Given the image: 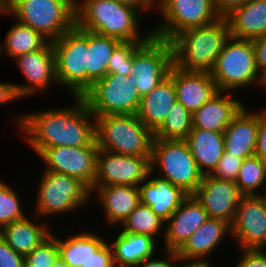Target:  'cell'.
Returning <instances> with one entry per match:
<instances>
[{
	"label": "cell",
	"instance_id": "cell-20",
	"mask_svg": "<svg viewBox=\"0 0 266 267\" xmlns=\"http://www.w3.org/2000/svg\"><path fill=\"white\" fill-rule=\"evenodd\" d=\"M90 192L91 202L96 201L101 210L103 208L104 224H110L109 227H119L131 212L141 204L137 186L111 185L92 187Z\"/></svg>",
	"mask_w": 266,
	"mask_h": 267
},
{
	"label": "cell",
	"instance_id": "cell-35",
	"mask_svg": "<svg viewBox=\"0 0 266 267\" xmlns=\"http://www.w3.org/2000/svg\"><path fill=\"white\" fill-rule=\"evenodd\" d=\"M192 128V113L176 101L162 125L154 132V139H185Z\"/></svg>",
	"mask_w": 266,
	"mask_h": 267
},
{
	"label": "cell",
	"instance_id": "cell-27",
	"mask_svg": "<svg viewBox=\"0 0 266 267\" xmlns=\"http://www.w3.org/2000/svg\"><path fill=\"white\" fill-rule=\"evenodd\" d=\"M176 101L174 82L168 75L149 94L141 97L136 115L154 133L162 125Z\"/></svg>",
	"mask_w": 266,
	"mask_h": 267
},
{
	"label": "cell",
	"instance_id": "cell-3",
	"mask_svg": "<svg viewBox=\"0 0 266 267\" xmlns=\"http://www.w3.org/2000/svg\"><path fill=\"white\" fill-rule=\"evenodd\" d=\"M229 37L225 17L209 25L185 29L170 40L173 65L184 71L211 72Z\"/></svg>",
	"mask_w": 266,
	"mask_h": 267
},
{
	"label": "cell",
	"instance_id": "cell-6",
	"mask_svg": "<svg viewBox=\"0 0 266 267\" xmlns=\"http://www.w3.org/2000/svg\"><path fill=\"white\" fill-rule=\"evenodd\" d=\"M42 172L40 182L37 181L36 196L33 197L36 198L32 210L34 215L50 221V217L67 216V213L74 215L82 208L86 210L92 203L90 189L79 179L62 173Z\"/></svg>",
	"mask_w": 266,
	"mask_h": 267
},
{
	"label": "cell",
	"instance_id": "cell-47",
	"mask_svg": "<svg viewBox=\"0 0 266 267\" xmlns=\"http://www.w3.org/2000/svg\"><path fill=\"white\" fill-rule=\"evenodd\" d=\"M249 0H214V4L217 10V13L220 17H225L233 9L244 5Z\"/></svg>",
	"mask_w": 266,
	"mask_h": 267
},
{
	"label": "cell",
	"instance_id": "cell-13",
	"mask_svg": "<svg viewBox=\"0 0 266 267\" xmlns=\"http://www.w3.org/2000/svg\"><path fill=\"white\" fill-rule=\"evenodd\" d=\"M21 73L25 83L13 82L20 99L40 95L53 86L58 90L56 78L55 54L52 42H48L42 49L20 55L13 60ZM58 87V88H57Z\"/></svg>",
	"mask_w": 266,
	"mask_h": 267
},
{
	"label": "cell",
	"instance_id": "cell-10",
	"mask_svg": "<svg viewBox=\"0 0 266 267\" xmlns=\"http://www.w3.org/2000/svg\"><path fill=\"white\" fill-rule=\"evenodd\" d=\"M82 98L95 117L137 114L141 99L134 76L116 73L95 81Z\"/></svg>",
	"mask_w": 266,
	"mask_h": 267
},
{
	"label": "cell",
	"instance_id": "cell-4",
	"mask_svg": "<svg viewBox=\"0 0 266 267\" xmlns=\"http://www.w3.org/2000/svg\"><path fill=\"white\" fill-rule=\"evenodd\" d=\"M1 16L14 17L52 42L76 25L75 0H5Z\"/></svg>",
	"mask_w": 266,
	"mask_h": 267
},
{
	"label": "cell",
	"instance_id": "cell-21",
	"mask_svg": "<svg viewBox=\"0 0 266 267\" xmlns=\"http://www.w3.org/2000/svg\"><path fill=\"white\" fill-rule=\"evenodd\" d=\"M168 75L174 82L177 101L192 114L218 92L210 72L184 71L172 65Z\"/></svg>",
	"mask_w": 266,
	"mask_h": 267
},
{
	"label": "cell",
	"instance_id": "cell-14",
	"mask_svg": "<svg viewBox=\"0 0 266 267\" xmlns=\"http://www.w3.org/2000/svg\"><path fill=\"white\" fill-rule=\"evenodd\" d=\"M98 152L95 140L91 145L84 147L45 148L37 157L44 164V171L72 176L91 190L96 177Z\"/></svg>",
	"mask_w": 266,
	"mask_h": 267
},
{
	"label": "cell",
	"instance_id": "cell-38",
	"mask_svg": "<svg viewBox=\"0 0 266 267\" xmlns=\"http://www.w3.org/2000/svg\"><path fill=\"white\" fill-rule=\"evenodd\" d=\"M52 235L40 246L36 247L25 257L24 265H34L35 267H52L54 261L59 256L57 234Z\"/></svg>",
	"mask_w": 266,
	"mask_h": 267
},
{
	"label": "cell",
	"instance_id": "cell-45",
	"mask_svg": "<svg viewBox=\"0 0 266 267\" xmlns=\"http://www.w3.org/2000/svg\"><path fill=\"white\" fill-rule=\"evenodd\" d=\"M18 97L13 82L0 81V105L4 106L8 103L18 102Z\"/></svg>",
	"mask_w": 266,
	"mask_h": 267
},
{
	"label": "cell",
	"instance_id": "cell-8",
	"mask_svg": "<svg viewBox=\"0 0 266 267\" xmlns=\"http://www.w3.org/2000/svg\"><path fill=\"white\" fill-rule=\"evenodd\" d=\"M150 171L192 195L203 179L184 139H154Z\"/></svg>",
	"mask_w": 266,
	"mask_h": 267
},
{
	"label": "cell",
	"instance_id": "cell-28",
	"mask_svg": "<svg viewBox=\"0 0 266 267\" xmlns=\"http://www.w3.org/2000/svg\"><path fill=\"white\" fill-rule=\"evenodd\" d=\"M230 36L254 40L266 35V0H249L225 16Z\"/></svg>",
	"mask_w": 266,
	"mask_h": 267
},
{
	"label": "cell",
	"instance_id": "cell-25",
	"mask_svg": "<svg viewBox=\"0 0 266 267\" xmlns=\"http://www.w3.org/2000/svg\"><path fill=\"white\" fill-rule=\"evenodd\" d=\"M31 217L28 214L23 219L16 220L0 229V236L6 243L24 257L47 240L53 232L48 221L46 222L37 215L33 216V213Z\"/></svg>",
	"mask_w": 266,
	"mask_h": 267
},
{
	"label": "cell",
	"instance_id": "cell-2",
	"mask_svg": "<svg viewBox=\"0 0 266 267\" xmlns=\"http://www.w3.org/2000/svg\"><path fill=\"white\" fill-rule=\"evenodd\" d=\"M75 14L77 27L121 42H146L152 36L150 27L141 29L139 10L115 0H75Z\"/></svg>",
	"mask_w": 266,
	"mask_h": 267
},
{
	"label": "cell",
	"instance_id": "cell-22",
	"mask_svg": "<svg viewBox=\"0 0 266 267\" xmlns=\"http://www.w3.org/2000/svg\"><path fill=\"white\" fill-rule=\"evenodd\" d=\"M239 94L218 91L192 114L193 128L224 132L232 119L246 105ZM238 97V98H237Z\"/></svg>",
	"mask_w": 266,
	"mask_h": 267
},
{
	"label": "cell",
	"instance_id": "cell-5",
	"mask_svg": "<svg viewBox=\"0 0 266 267\" xmlns=\"http://www.w3.org/2000/svg\"><path fill=\"white\" fill-rule=\"evenodd\" d=\"M210 73L218 91L238 94V91L244 92L251 87L265 89V79L257 69L252 40L230 36Z\"/></svg>",
	"mask_w": 266,
	"mask_h": 267
},
{
	"label": "cell",
	"instance_id": "cell-19",
	"mask_svg": "<svg viewBox=\"0 0 266 267\" xmlns=\"http://www.w3.org/2000/svg\"><path fill=\"white\" fill-rule=\"evenodd\" d=\"M208 219L203 206L193 195H188L165 222V234L161 247H164V250L178 251Z\"/></svg>",
	"mask_w": 266,
	"mask_h": 267
},
{
	"label": "cell",
	"instance_id": "cell-31",
	"mask_svg": "<svg viewBox=\"0 0 266 267\" xmlns=\"http://www.w3.org/2000/svg\"><path fill=\"white\" fill-rule=\"evenodd\" d=\"M120 40L87 31V90L108 74V64Z\"/></svg>",
	"mask_w": 266,
	"mask_h": 267
},
{
	"label": "cell",
	"instance_id": "cell-30",
	"mask_svg": "<svg viewBox=\"0 0 266 267\" xmlns=\"http://www.w3.org/2000/svg\"><path fill=\"white\" fill-rule=\"evenodd\" d=\"M78 229V232L69 234L66 238L57 235L59 256L70 267H82L106 242L103 234L90 231L85 228ZM81 230V231H79Z\"/></svg>",
	"mask_w": 266,
	"mask_h": 267
},
{
	"label": "cell",
	"instance_id": "cell-16",
	"mask_svg": "<svg viewBox=\"0 0 266 267\" xmlns=\"http://www.w3.org/2000/svg\"><path fill=\"white\" fill-rule=\"evenodd\" d=\"M149 171L150 158L121 155L99 149L93 187H138L147 178Z\"/></svg>",
	"mask_w": 266,
	"mask_h": 267
},
{
	"label": "cell",
	"instance_id": "cell-40",
	"mask_svg": "<svg viewBox=\"0 0 266 267\" xmlns=\"http://www.w3.org/2000/svg\"><path fill=\"white\" fill-rule=\"evenodd\" d=\"M237 254L234 267H266V249H239Z\"/></svg>",
	"mask_w": 266,
	"mask_h": 267
},
{
	"label": "cell",
	"instance_id": "cell-39",
	"mask_svg": "<svg viewBox=\"0 0 266 267\" xmlns=\"http://www.w3.org/2000/svg\"><path fill=\"white\" fill-rule=\"evenodd\" d=\"M243 160L242 158L224 152L211 176L220 180L236 182Z\"/></svg>",
	"mask_w": 266,
	"mask_h": 267
},
{
	"label": "cell",
	"instance_id": "cell-53",
	"mask_svg": "<svg viewBox=\"0 0 266 267\" xmlns=\"http://www.w3.org/2000/svg\"><path fill=\"white\" fill-rule=\"evenodd\" d=\"M24 267H35L34 265H24Z\"/></svg>",
	"mask_w": 266,
	"mask_h": 267
},
{
	"label": "cell",
	"instance_id": "cell-32",
	"mask_svg": "<svg viewBox=\"0 0 266 267\" xmlns=\"http://www.w3.org/2000/svg\"><path fill=\"white\" fill-rule=\"evenodd\" d=\"M48 42L40 32L15 20L6 32L4 40H0V59L2 60L5 53L8 58L14 60L20 55L42 49Z\"/></svg>",
	"mask_w": 266,
	"mask_h": 267
},
{
	"label": "cell",
	"instance_id": "cell-33",
	"mask_svg": "<svg viewBox=\"0 0 266 267\" xmlns=\"http://www.w3.org/2000/svg\"><path fill=\"white\" fill-rule=\"evenodd\" d=\"M120 226L121 232L148 235L158 242H162L165 234V221L143 204H139Z\"/></svg>",
	"mask_w": 266,
	"mask_h": 267
},
{
	"label": "cell",
	"instance_id": "cell-1",
	"mask_svg": "<svg viewBox=\"0 0 266 267\" xmlns=\"http://www.w3.org/2000/svg\"><path fill=\"white\" fill-rule=\"evenodd\" d=\"M71 98L74 100L69 106L20 112L12 118L21 140L35 155L45 148L84 147L96 140L95 116L82 97Z\"/></svg>",
	"mask_w": 266,
	"mask_h": 267
},
{
	"label": "cell",
	"instance_id": "cell-36",
	"mask_svg": "<svg viewBox=\"0 0 266 267\" xmlns=\"http://www.w3.org/2000/svg\"><path fill=\"white\" fill-rule=\"evenodd\" d=\"M12 186L8 185L5 180H0V229L27 216L22 206V194L15 190V186Z\"/></svg>",
	"mask_w": 266,
	"mask_h": 267
},
{
	"label": "cell",
	"instance_id": "cell-42",
	"mask_svg": "<svg viewBox=\"0 0 266 267\" xmlns=\"http://www.w3.org/2000/svg\"><path fill=\"white\" fill-rule=\"evenodd\" d=\"M25 257L15 252L0 236V267H24Z\"/></svg>",
	"mask_w": 266,
	"mask_h": 267
},
{
	"label": "cell",
	"instance_id": "cell-24",
	"mask_svg": "<svg viewBox=\"0 0 266 267\" xmlns=\"http://www.w3.org/2000/svg\"><path fill=\"white\" fill-rule=\"evenodd\" d=\"M226 238L231 241V225L221 219L209 218L188 238L177 254L183 259L209 260L214 252L219 253L216 250Z\"/></svg>",
	"mask_w": 266,
	"mask_h": 267
},
{
	"label": "cell",
	"instance_id": "cell-49",
	"mask_svg": "<svg viewBox=\"0 0 266 267\" xmlns=\"http://www.w3.org/2000/svg\"><path fill=\"white\" fill-rule=\"evenodd\" d=\"M214 261L180 258L178 267H215ZM214 265V266H213Z\"/></svg>",
	"mask_w": 266,
	"mask_h": 267
},
{
	"label": "cell",
	"instance_id": "cell-7",
	"mask_svg": "<svg viewBox=\"0 0 266 267\" xmlns=\"http://www.w3.org/2000/svg\"><path fill=\"white\" fill-rule=\"evenodd\" d=\"M95 132L100 150L151 158L154 133L136 114L97 116Z\"/></svg>",
	"mask_w": 266,
	"mask_h": 267
},
{
	"label": "cell",
	"instance_id": "cell-34",
	"mask_svg": "<svg viewBox=\"0 0 266 267\" xmlns=\"http://www.w3.org/2000/svg\"><path fill=\"white\" fill-rule=\"evenodd\" d=\"M235 183L244 196L266 195V163L256 155L245 158Z\"/></svg>",
	"mask_w": 266,
	"mask_h": 267
},
{
	"label": "cell",
	"instance_id": "cell-11",
	"mask_svg": "<svg viewBox=\"0 0 266 267\" xmlns=\"http://www.w3.org/2000/svg\"><path fill=\"white\" fill-rule=\"evenodd\" d=\"M154 8L161 18L152 29V36L170 41L181 31L209 25L220 16L214 0H159Z\"/></svg>",
	"mask_w": 266,
	"mask_h": 267
},
{
	"label": "cell",
	"instance_id": "cell-17",
	"mask_svg": "<svg viewBox=\"0 0 266 267\" xmlns=\"http://www.w3.org/2000/svg\"><path fill=\"white\" fill-rule=\"evenodd\" d=\"M192 195L203 206L209 218L221 219L230 225L234 222L237 206L244 196L235 182L220 180L211 175L203 176Z\"/></svg>",
	"mask_w": 266,
	"mask_h": 267
},
{
	"label": "cell",
	"instance_id": "cell-48",
	"mask_svg": "<svg viewBox=\"0 0 266 267\" xmlns=\"http://www.w3.org/2000/svg\"><path fill=\"white\" fill-rule=\"evenodd\" d=\"M117 2L133 6L139 10L143 15H151L152 9L155 10L154 5L149 0H115Z\"/></svg>",
	"mask_w": 266,
	"mask_h": 267
},
{
	"label": "cell",
	"instance_id": "cell-52",
	"mask_svg": "<svg viewBox=\"0 0 266 267\" xmlns=\"http://www.w3.org/2000/svg\"><path fill=\"white\" fill-rule=\"evenodd\" d=\"M153 5H155L159 0H149Z\"/></svg>",
	"mask_w": 266,
	"mask_h": 267
},
{
	"label": "cell",
	"instance_id": "cell-12",
	"mask_svg": "<svg viewBox=\"0 0 266 267\" xmlns=\"http://www.w3.org/2000/svg\"><path fill=\"white\" fill-rule=\"evenodd\" d=\"M173 65V49L170 41L151 36L133 53L131 75L140 95L151 92L169 74Z\"/></svg>",
	"mask_w": 266,
	"mask_h": 267
},
{
	"label": "cell",
	"instance_id": "cell-51",
	"mask_svg": "<svg viewBox=\"0 0 266 267\" xmlns=\"http://www.w3.org/2000/svg\"><path fill=\"white\" fill-rule=\"evenodd\" d=\"M5 11V0H0V14Z\"/></svg>",
	"mask_w": 266,
	"mask_h": 267
},
{
	"label": "cell",
	"instance_id": "cell-37",
	"mask_svg": "<svg viewBox=\"0 0 266 267\" xmlns=\"http://www.w3.org/2000/svg\"><path fill=\"white\" fill-rule=\"evenodd\" d=\"M144 42H121L113 51L108 64V74L131 75L134 51Z\"/></svg>",
	"mask_w": 266,
	"mask_h": 267
},
{
	"label": "cell",
	"instance_id": "cell-15",
	"mask_svg": "<svg viewBox=\"0 0 266 267\" xmlns=\"http://www.w3.org/2000/svg\"><path fill=\"white\" fill-rule=\"evenodd\" d=\"M231 235L236 249H266V195L241 198Z\"/></svg>",
	"mask_w": 266,
	"mask_h": 267
},
{
	"label": "cell",
	"instance_id": "cell-23",
	"mask_svg": "<svg viewBox=\"0 0 266 267\" xmlns=\"http://www.w3.org/2000/svg\"><path fill=\"white\" fill-rule=\"evenodd\" d=\"M138 189L141 204L150 207L165 222L188 196L180 187L151 171Z\"/></svg>",
	"mask_w": 266,
	"mask_h": 267
},
{
	"label": "cell",
	"instance_id": "cell-26",
	"mask_svg": "<svg viewBox=\"0 0 266 267\" xmlns=\"http://www.w3.org/2000/svg\"><path fill=\"white\" fill-rule=\"evenodd\" d=\"M109 240L115 267H133L141 261L155 256L162 249L155 238L144 234L117 231Z\"/></svg>",
	"mask_w": 266,
	"mask_h": 267
},
{
	"label": "cell",
	"instance_id": "cell-44",
	"mask_svg": "<svg viewBox=\"0 0 266 267\" xmlns=\"http://www.w3.org/2000/svg\"><path fill=\"white\" fill-rule=\"evenodd\" d=\"M257 69L260 75L266 79V35L252 40Z\"/></svg>",
	"mask_w": 266,
	"mask_h": 267
},
{
	"label": "cell",
	"instance_id": "cell-18",
	"mask_svg": "<svg viewBox=\"0 0 266 267\" xmlns=\"http://www.w3.org/2000/svg\"><path fill=\"white\" fill-rule=\"evenodd\" d=\"M245 105L224 130L225 152L245 159L255 155L259 123L266 116V106L259 110Z\"/></svg>",
	"mask_w": 266,
	"mask_h": 267
},
{
	"label": "cell",
	"instance_id": "cell-43",
	"mask_svg": "<svg viewBox=\"0 0 266 267\" xmlns=\"http://www.w3.org/2000/svg\"><path fill=\"white\" fill-rule=\"evenodd\" d=\"M82 267H115L112 248L108 241Z\"/></svg>",
	"mask_w": 266,
	"mask_h": 267
},
{
	"label": "cell",
	"instance_id": "cell-29",
	"mask_svg": "<svg viewBox=\"0 0 266 267\" xmlns=\"http://www.w3.org/2000/svg\"><path fill=\"white\" fill-rule=\"evenodd\" d=\"M184 140L200 172L211 175L225 152L223 132L192 128Z\"/></svg>",
	"mask_w": 266,
	"mask_h": 267
},
{
	"label": "cell",
	"instance_id": "cell-41",
	"mask_svg": "<svg viewBox=\"0 0 266 267\" xmlns=\"http://www.w3.org/2000/svg\"><path fill=\"white\" fill-rule=\"evenodd\" d=\"M162 250L161 255L158 253L153 257L141 261L133 267H178L180 257L178 256L177 251Z\"/></svg>",
	"mask_w": 266,
	"mask_h": 267
},
{
	"label": "cell",
	"instance_id": "cell-50",
	"mask_svg": "<svg viewBox=\"0 0 266 267\" xmlns=\"http://www.w3.org/2000/svg\"><path fill=\"white\" fill-rule=\"evenodd\" d=\"M52 267H70L60 256L54 261Z\"/></svg>",
	"mask_w": 266,
	"mask_h": 267
},
{
	"label": "cell",
	"instance_id": "cell-9",
	"mask_svg": "<svg viewBox=\"0 0 266 267\" xmlns=\"http://www.w3.org/2000/svg\"><path fill=\"white\" fill-rule=\"evenodd\" d=\"M52 46L59 88L70 97H82L87 91V30L75 25L52 41Z\"/></svg>",
	"mask_w": 266,
	"mask_h": 267
},
{
	"label": "cell",
	"instance_id": "cell-46",
	"mask_svg": "<svg viewBox=\"0 0 266 267\" xmlns=\"http://www.w3.org/2000/svg\"><path fill=\"white\" fill-rule=\"evenodd\" d=\"M255 155L266 163V116L259 123Z\"/></svg>",
	"mask_w": 266,
	"mask_h": 267
}]
</instances>
